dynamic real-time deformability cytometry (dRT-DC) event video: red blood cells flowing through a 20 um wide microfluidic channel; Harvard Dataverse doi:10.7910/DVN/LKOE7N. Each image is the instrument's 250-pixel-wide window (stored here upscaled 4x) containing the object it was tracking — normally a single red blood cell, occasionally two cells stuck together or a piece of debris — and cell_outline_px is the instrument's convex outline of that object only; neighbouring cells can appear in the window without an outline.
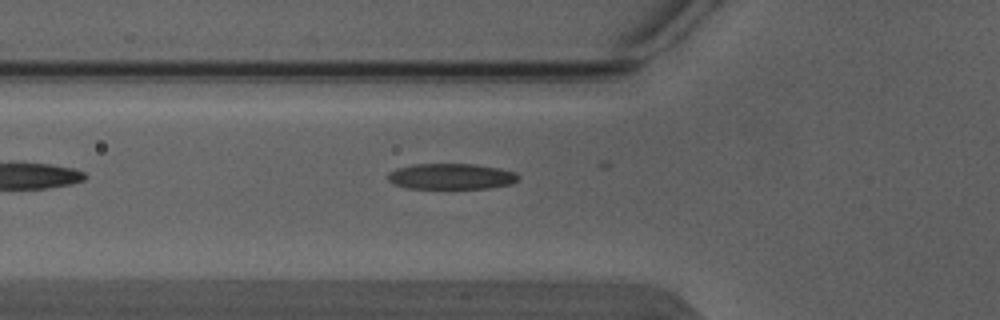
{"species": "Egyptian fruit bat (a non-hibernating species)", "species_latin": "Rousettus aegyptiacus", "temperature_condition": "warm", "stored_images_in_passage": 3, "camera_frame_rate_fps": 3000, "um_per_image_px": 0.085, "animal": {"sex": "male"}, "frame": {"image": 1, "passage_image": 3, "time_ms": 0.667, "image_size_px": [1000, 320], "cell_outline_px": [[520, 176], [512, 184], [488, 188], [404, 188], [392, 184], [388, 180], [388, 172], [396, 168], [412, 164], [476, 164], [500, 168], [516, 172]], "centroid_in_image_um": [38.33, 14.99], "position_along_channel_um": 87.5, "area_um2": 19.83}}